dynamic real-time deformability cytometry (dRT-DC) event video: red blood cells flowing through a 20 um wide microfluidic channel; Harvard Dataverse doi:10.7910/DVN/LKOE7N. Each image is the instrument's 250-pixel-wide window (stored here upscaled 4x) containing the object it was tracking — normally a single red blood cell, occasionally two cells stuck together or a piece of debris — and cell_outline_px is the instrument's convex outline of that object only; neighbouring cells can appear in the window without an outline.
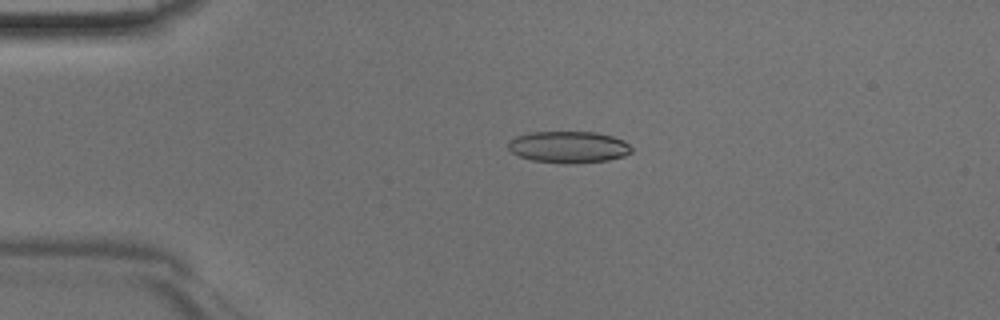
{"species": "Egyptian fruit bat (a non-hibernating species)", "species_latin": "Rousettus aegyptiacus", "temperature_condition": "room temperature", "stored_images_in_passage": 37, "camera_frame_rate_fps": 3000, "um_per_image_px": 0.085, "animal": {"sex": "male"}, "frame": {"image": 1, "passage_image": 1, "time_ms": 0.0, "image_size_px": [1000, 320], "cell_outline_px": [[632, 152], [624, 156], [608, 160], [572, 164], [564, 164], [532, 160], [520, 156], [512, 152], [508, 148], [508, 140], [516, 136], [528, 132], [596, 132], [612, 136], [624, 140], [632, 148]], "centroid_in_image_um": [48.33, 12.5], "position_along_channel_um": 36.7, "area_um2": 22.95}}
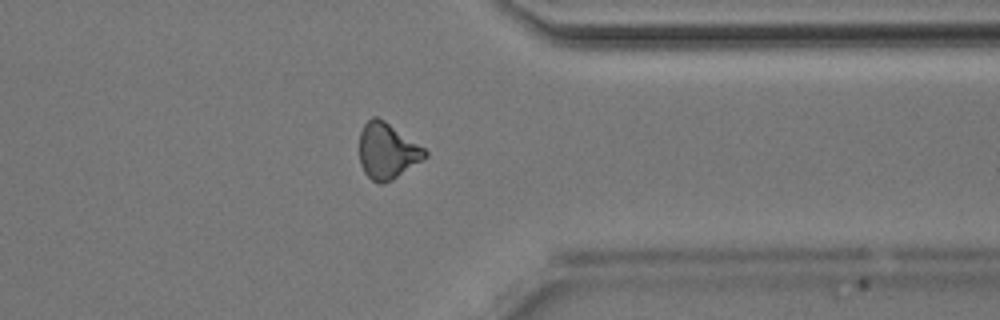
{"frame": {"image": 2, "passage_image": 27, "time_ms": 8.667, "image_size_px": [1000, 320], "cell_outline_px": [[428, 156], [392, 180], [384, 184], [380, 184], [372, 180], [364, 172], [360, 164], [360, 132], [364, 124], [372, 116], [376, 116], [384, 120], [424, 148], [428, 152]], "centroid_in_image_um": [32.9, 12.84], "position_along_channel_um": 378.5, "area_um2": 21.21}}
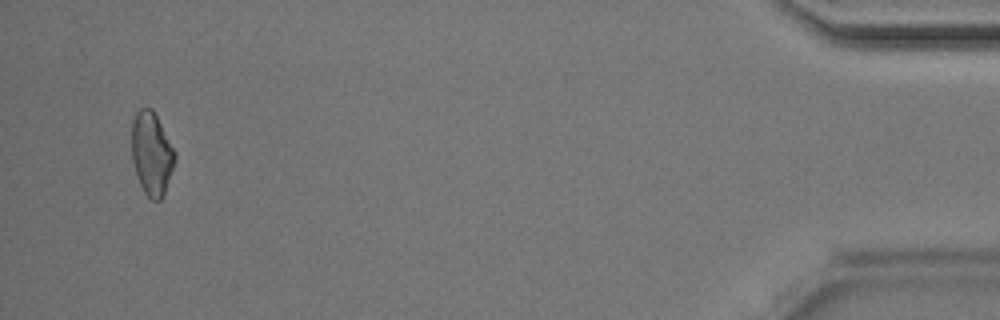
{"frame": {"image": 3, "passage_image": 35, "time_ms": 11.333, "image_size_px": [1000, 320], "cell_outline_px": [[176, 160], [164, 192], [160, 200], [152, 200], [144, 192], [140, 184], [132, 160], [132, 120], [136, 112], [140, 108], [152, 108], [176, 152]], "centroid_in_image_um": [12.89, 13.03], "position_along_channel_um": 422.3, "area_um2": 20.75}}